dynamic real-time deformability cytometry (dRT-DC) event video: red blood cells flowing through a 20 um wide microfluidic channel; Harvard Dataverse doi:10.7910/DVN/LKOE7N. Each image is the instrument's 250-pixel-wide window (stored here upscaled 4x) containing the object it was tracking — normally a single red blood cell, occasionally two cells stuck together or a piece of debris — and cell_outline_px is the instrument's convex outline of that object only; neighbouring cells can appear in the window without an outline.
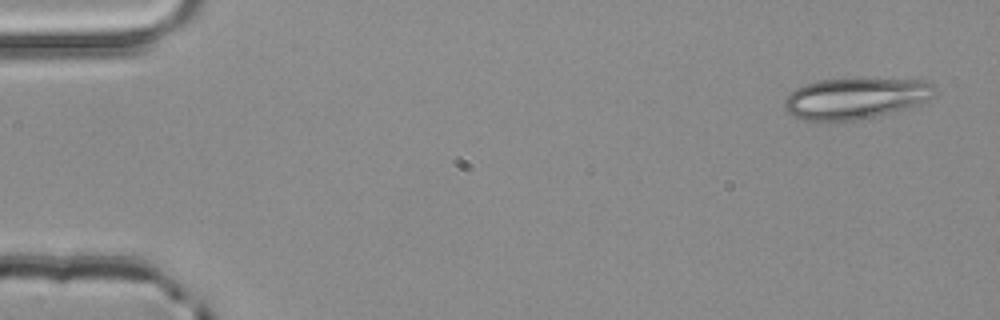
{"species": "common noctule bat (a hibernating species)", "species_latin": "Nyctalus noctula", "temperature_condition": "room temperature", "stored_images_in_passage": 4, "camera_frame_rate_fps": 3000, "um_per_image_px": 0.085, "animal": {"sex": "male", "body_mass_g": 20.4}, "frame": {"image": 1, "passage_image": 1, "time_ms": 0.0, "image_size_px": [1000, 320], "cell_outline_px": [[936, 96], [920, 104], [856, 120], [804, 120], [792, 116], [784, 108], [784, 100], [796, 88], [804, 84], [820, 80], [856, 76], [920, 80], [932, 84], [936, 92]], "centroid_in_image_um": [72.73, 8.3], "position_along_channel_um": 12.3, "area_um2": 36.53}}